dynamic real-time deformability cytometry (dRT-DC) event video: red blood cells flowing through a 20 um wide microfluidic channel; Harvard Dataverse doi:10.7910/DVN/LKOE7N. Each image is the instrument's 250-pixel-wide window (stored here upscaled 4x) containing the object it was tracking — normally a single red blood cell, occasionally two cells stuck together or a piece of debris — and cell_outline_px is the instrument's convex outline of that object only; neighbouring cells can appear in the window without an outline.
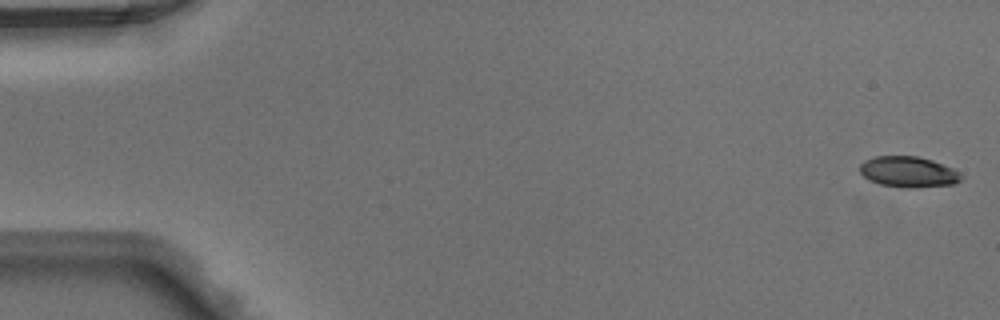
{"species": "Egyptian fruit bat (a non-hibernating species)", "species_latin": "Rousettus aegyptiacus", "temperature_condition": "warm", "stored_images_in_passage": 49, "camera_frame_rate_fps": 3000, "um_per_image_px": 0.085, "animal": {"sex": "male"}, "frame": {"image": 1, "passage_image": 1, "time_ms": 0.0, "image_size_px": [1000, 320], "cell_outline_px": [[960, 180], [952, 184], [908, 188], [880, 184], [868, 180], [860, 172], [860, 164], [864, 160], [876, 156], [916, 156], [932, 160], [952, 168], [960, 172]], "centroid_in_image_um": [77.17, 14.6], "position_along_channel_um": 7.8, "area_um2": 17.98}}
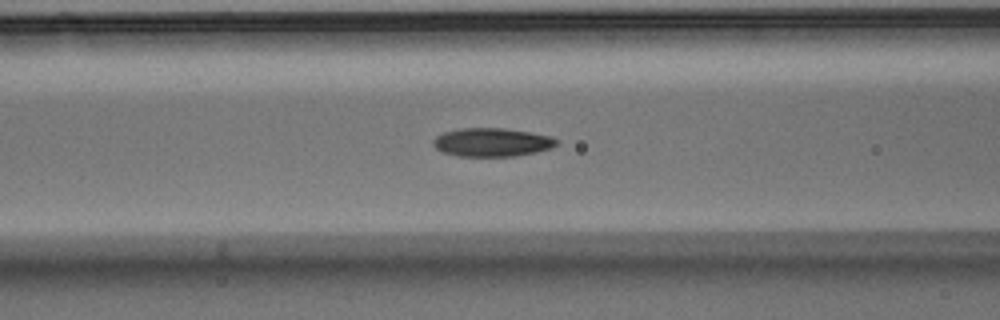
{"frame": {"image": 2, "passage_image": 20, "time_ms": 6.333, "image_size_px": [1000, 320], "cell_outline_px": [[560, 140], [552, 148], [536, 152], [516, 156], [456, 156], [444, 152], [436, 148], [432, 144], [432, 140], [436, 136], [444, 132], [460, 128], [504, 128], [532, 132], [552, 136]], "centroid_in_image_um": [41.84, 12.09], "position_along_channel_um": 124.8, "area_um2": 20.69}}
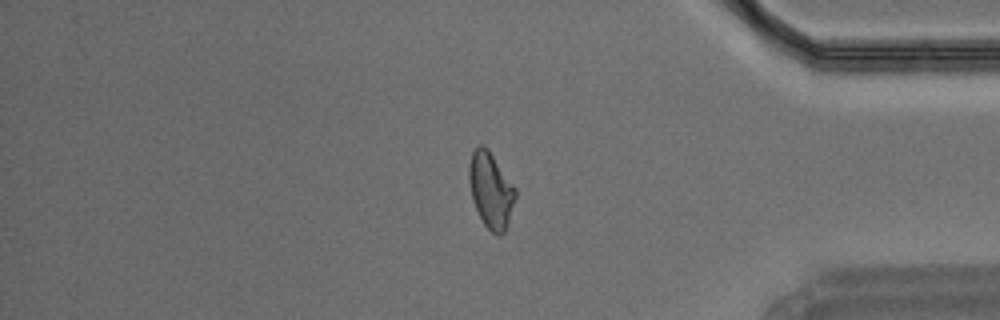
{"frame": {"image": 3, "passage_image": 41, "time_ms": 13.333, "image_size_px": [1000, 320], "cell_outline_px": [[516, 196], [504, 232], [500, 236], [496, 236], [484, 224], [472, 200], [468, 180], [468, 164], [472, 152], [480, 144], [484, 144], [488, 148], [516, 188]], "centroid_in_image_um": [41.7, 16.13], "position_along_channel_um": 393.5, "area_um2": 20.46}}